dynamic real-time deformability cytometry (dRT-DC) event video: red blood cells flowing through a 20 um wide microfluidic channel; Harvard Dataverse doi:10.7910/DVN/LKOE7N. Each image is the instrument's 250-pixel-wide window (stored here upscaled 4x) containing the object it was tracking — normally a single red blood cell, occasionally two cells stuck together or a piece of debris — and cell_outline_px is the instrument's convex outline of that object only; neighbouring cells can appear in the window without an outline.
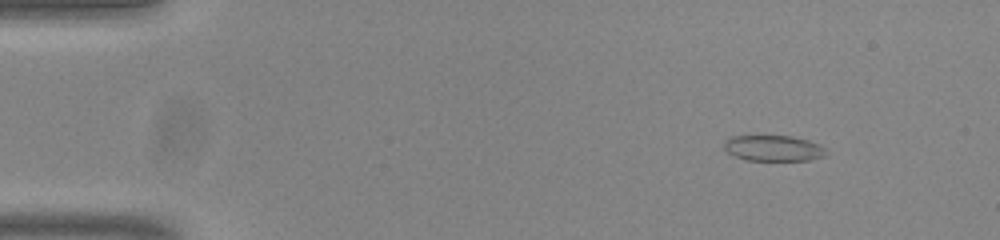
{"species": "common noctule bat (a hibernating species)", "species_latin": "Nyctalus noctula", "temperature_condition": "room temperature", "stored_images_in_passage": 49, "camera_frame_rate_fps": 3000, "um_per_image_px": 0.085, "animal": {"sex": "male", "body_mass_g": 20.0, "forearm_length_mm": 53.3}, "frame": {"image": 1, "passage_image": 2, "time_ms": 0.333, "image_size_px": [1000, 240], "cell_outline_px": [[828, 152], [824, 156], [808, 160], [744, 160], [728, 152], [724, 148], [724, 140], [732, 136], [792, 136], [808, 140], [820, 144]], "centroid_in_image_um": [65.75, 12.59], "position_along_channel_um": 19.3, "area_um2": 15.32}}
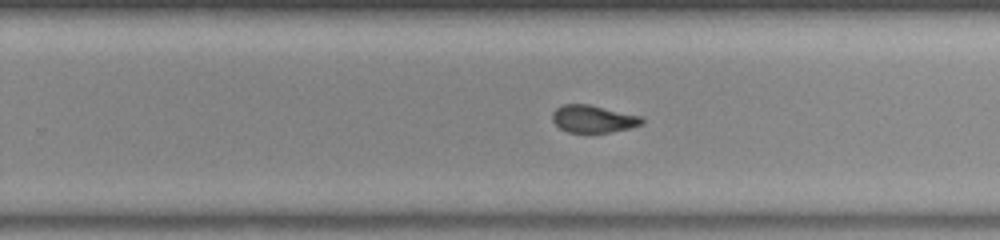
{"frame": {"image": 2, "passage_image": 30, "time_ms": 9.667, "image_size_px": [1000, 240], "cell_outline_px": [[644, 124], [628, 128], [608, 132], [568, 132], [560, 128], [552, 120], [552, 112], [556, 108], [564, 104], [588, 104], [644, 116]], "centroid_in_image_um": [50.45, 10.09], "position_along_channel_um": 279.3, "area_um2": 14.33}}
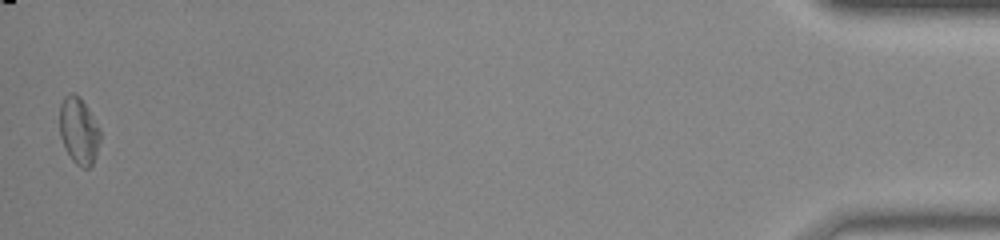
{"frame": {"image": 3, "passage_image": 49, "time_ms": 16.0, "image_size_px": [1000, 240], "cell_outline_px": [[100, 140], [96, 156], [92, 164], [88, 168], [84, 168], [76, 164], [72, 160], [60, 136], [60, 104], [64, 96], [68, 92], [72, 92], [80, 96], [100, 128]], "centroid_in_image_um": [6.7, 11.08], "position_along_channel_um": 428.5, "area_um2": 15.78}, "authors_computed_cell_mechanics": {"area_um2": 15.317, "velocity_mm_per_s": 3.8192, "shape_relaxation_time_tau1_ms": null, "shape_relaxation_time_tau2_ms": 2.0418, "deformation_change_tau1": null, "deformation_change_tau2": 0.0812}}